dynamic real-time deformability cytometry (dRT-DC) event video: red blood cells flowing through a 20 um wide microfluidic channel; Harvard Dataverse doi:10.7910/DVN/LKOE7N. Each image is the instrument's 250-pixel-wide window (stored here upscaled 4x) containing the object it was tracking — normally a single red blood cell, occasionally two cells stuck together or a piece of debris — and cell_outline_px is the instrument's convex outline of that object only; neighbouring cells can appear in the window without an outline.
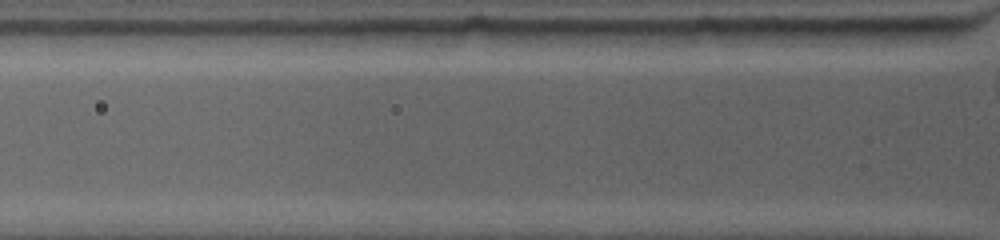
{"species": "common noctule bat (a hibernating species)", "species_latin": "Nyctalus noctula", "temperature_condition": "warm", "stored_images_in_passage": 5, "segment_of_instrument_passage": [2, 2], "camera_frame_rate_fps": 4500, "um_per_image_px": 0.085, "animal": {"sex": "female", "body_mass_g": 19.0, "forearm_length_mm": 53.3}, "frame": {"image": 1, "passage_image": 5, "time_ms": 2.444, "image_size_px": [1000, 240], "cell_outline_px": [[956, 36], [944, 44], [896, 48], [812, 44], [808, 28], [956, 28]], "centroid_in_image_um": [74.95, 3.13], "position_along_channel_um": 50.8, "area_um2": 18.44}}